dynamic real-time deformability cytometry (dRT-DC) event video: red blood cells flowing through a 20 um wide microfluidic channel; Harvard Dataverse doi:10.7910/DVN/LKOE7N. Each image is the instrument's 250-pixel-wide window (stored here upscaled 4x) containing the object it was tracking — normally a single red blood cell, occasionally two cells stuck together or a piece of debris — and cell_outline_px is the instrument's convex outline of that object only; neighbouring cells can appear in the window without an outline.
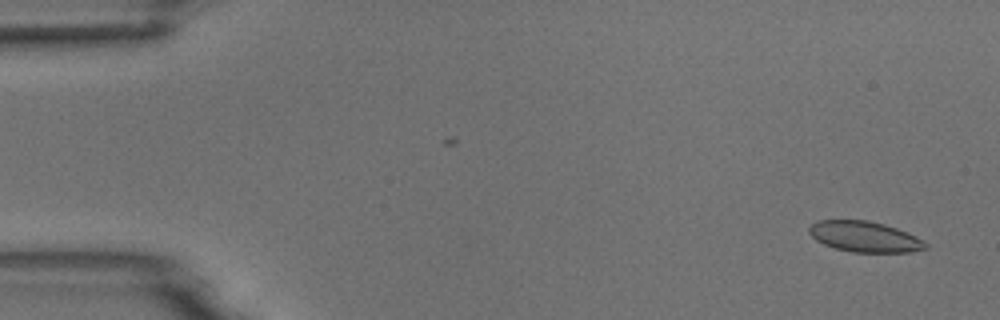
{"species": "common noctule bat (a hibernating species)", "species_latin": "Nyctalus noctula", "temperature_condition": "room temperature", "stored_images_in_passage": 4, "camera_frame_rate_fps": 3000, "um_per_image_px": 0.085, "animal": {"sex": "male", "body_mass_g": 18.8}, "frame": {"image": 1, "passage_image": 1, "time_ms": 0.0, "image_size_px": [1000, 320], "cell_outline_px": [[928, 248], [908, 252], [852, 252], [836, 248], [824, 244], [816, 240], [808, 232], [808, 228], [812, 224], [820, 220], [868, 220], [884, 224], [896, 228], [916, 236], [928, 244]], "centroid_in_image_um": [73.5, 20.11], "position_along_channel_um": 11.5, "area_um2": 20.69}}
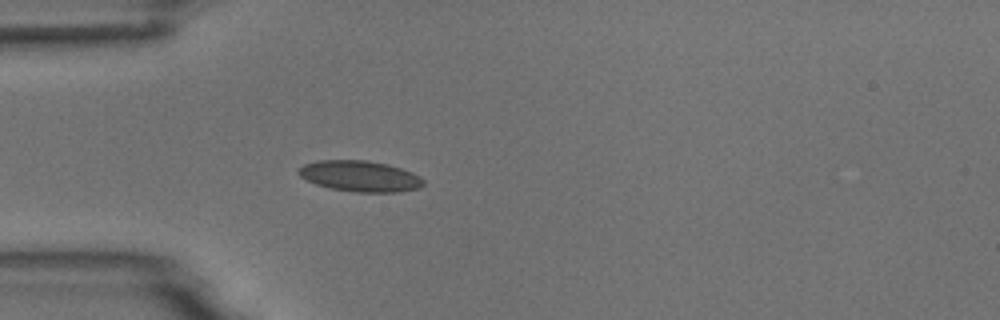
{"frame": {"image": 2, "passage_image": 4, "time_ms": 4.333, "image_size_px": [1000, 320], "cell_outline_px": [[424, 184], [420, 188], [400, 192], [356, 192], [328, 188], [316, 184], [300, 176], [296, 172], [296, 168], [304, 164], [316, 160], [368, 160], [388, 164], [412, 172], [420, 176], [424, 180]], "centroid_in_image_um": [30.59, 14.97], "position_along_channel_um": 54.4, "area_um2": 22.77}}